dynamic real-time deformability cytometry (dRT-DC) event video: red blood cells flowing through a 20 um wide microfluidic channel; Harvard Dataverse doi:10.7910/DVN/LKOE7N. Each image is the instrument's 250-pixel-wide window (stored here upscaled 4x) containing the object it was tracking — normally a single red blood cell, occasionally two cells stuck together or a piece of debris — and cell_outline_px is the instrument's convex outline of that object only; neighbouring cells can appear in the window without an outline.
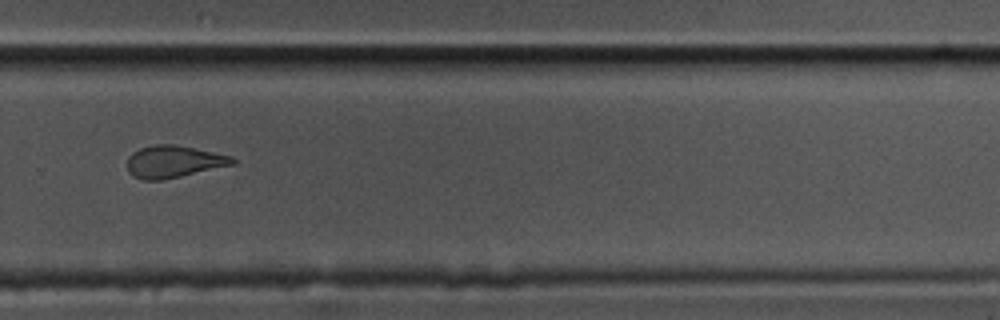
{"species": "common noctule bat (a hibernating species)", "species_latin": "Nyctalus noctula", "temperature_condition": "cold", "stored_images_in_passage": 10, "camera_frame_rate_fps": 3000, "um_per_image_px": 0.085, "animal": {"sex": "male", "body_mass_g": 17.5, "forearm_length_mm": 52.3}, "frame": {"image": 1, "passage_image": 10, "time_ms": 3.0, "image_size_px": [1000, 320], "cell_outline_px": [[236, 164], [180, 176], [160, 180], [144, 180], [132, 176], [128, 172], [128, 156], [132, 152], [140, 148], [152, 144], [172, 144], [232, 156], [236, 160]], "centroid_in_image_um": [14.73, 13.74], "position_along_channel_um": 315.1, "area_um2": 19.59}}